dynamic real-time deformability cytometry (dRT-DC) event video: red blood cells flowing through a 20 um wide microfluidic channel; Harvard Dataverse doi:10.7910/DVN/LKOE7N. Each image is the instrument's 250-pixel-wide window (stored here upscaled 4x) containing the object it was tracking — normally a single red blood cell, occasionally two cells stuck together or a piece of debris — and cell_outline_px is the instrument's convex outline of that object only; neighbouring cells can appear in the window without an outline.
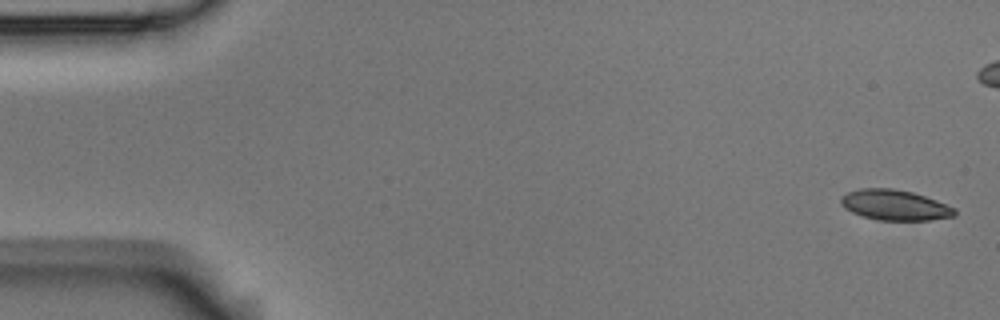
{"species": "Egyptian fruit bat (a non-hibernating species)", "species_latin": "Rousettus aegyptiacus", "temperature_condition": "room temperature", "stored_images_in_passage": 6, "camera_frame_rate_fps": 3000, "um_per_image_px": 0.085, "animal": {"sex": "male"}, "frame": {"image": 1, "passage_image": 1, "time_ms": 0.0, "image_size_px": [1000, 320], "cell_outline_px": [[956, 216], [932, 220], [880, 220], [860, 216], [844, 208], [840, 204], [840, 196], [848, 192], [860, 188], [892, 188], [912, 192], [936, 200], [956, 208]], "centroid_in_image_um": [76.04, 17.43], "position_along_channel_um": 9.0, "area_um2": 20.35}}